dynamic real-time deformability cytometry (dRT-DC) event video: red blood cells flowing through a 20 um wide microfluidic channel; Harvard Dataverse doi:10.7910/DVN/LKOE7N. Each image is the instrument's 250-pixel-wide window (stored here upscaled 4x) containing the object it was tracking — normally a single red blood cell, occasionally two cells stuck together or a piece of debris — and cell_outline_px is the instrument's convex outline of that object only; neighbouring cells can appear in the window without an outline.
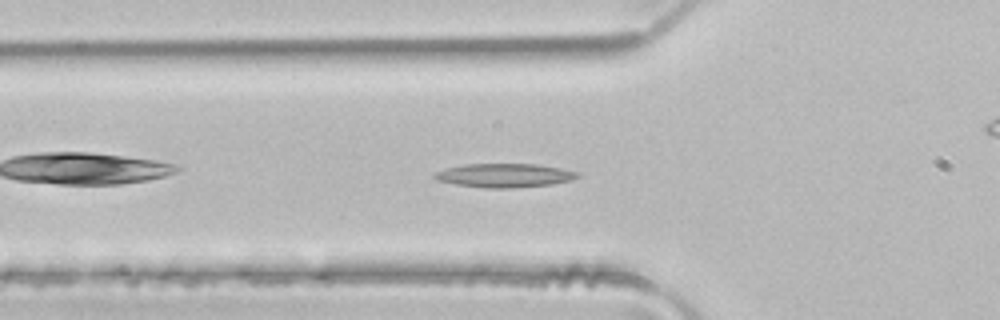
{"species": "common noctule bat (a hibernating species)", "species_latin": "Nyctalus noctula", "temperature_condition": "room temperature", "stored_images_in_passage": 43, "camera_frame_rate_fps": 3000, "um_per_image_px": 0.085, "animal": {"sex": "male", "body_mass_g": 21.5, "forearm_length_mm": 52.0}, "frame": {"image": 1, "passage_image": 10, "time_ms": 3.0, "image_size_px": [1000, 320], "cell_outline_px": [[580, 176], [572, 180], [552, 184], [512, 188], [484, 188], [456, 184], [436, 180], [432, 176], [436, 172], [444, 168], [464, 164], [536, 164], [560, 168], [580, 172]], "centroid_in_image_um": [42.88, 14.91], "position_along_channel_um": 82.9, "area_um2": 19.94}}
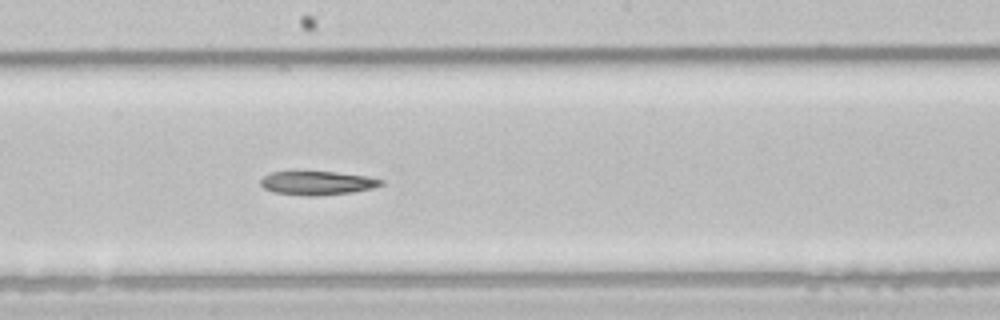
{"frame": {"image": 2, "passage_image": 20, "time_ms": 6.333, "image_size_px": [1000, 320], "cell_outline_px": [[384, 184], [372, 188], [352, 192], [320, 196], [304, 196], [276, 192], [264, 188], [260, 184], [260, 180], [268, 172], [336, 172], [368, 176], [384, 180]], "centroid_in_image_um": [26.99, 15.56], "position_along_channel_um": 221.2, "area_um2": 16.7}}
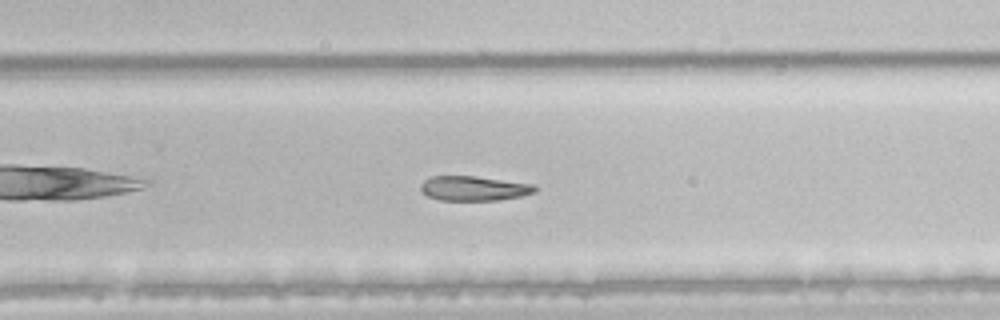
{"frame": {"image": 3, "passage_image": 25, "time_ms": 8.0, "image_size_px": [1000, 320], "cell_outline_px": [[536, 192], [520, 196], [496, 200], [440, 200], [428, 196], [420, 188], [420, 184], [424, 180], [432, 176], [476, 176], [532, 184], [536, 188]], "centroid_in_image_um": [40.26, 16.0], "position_along_channel_um": 289.5, "area_um2": 16.24}}